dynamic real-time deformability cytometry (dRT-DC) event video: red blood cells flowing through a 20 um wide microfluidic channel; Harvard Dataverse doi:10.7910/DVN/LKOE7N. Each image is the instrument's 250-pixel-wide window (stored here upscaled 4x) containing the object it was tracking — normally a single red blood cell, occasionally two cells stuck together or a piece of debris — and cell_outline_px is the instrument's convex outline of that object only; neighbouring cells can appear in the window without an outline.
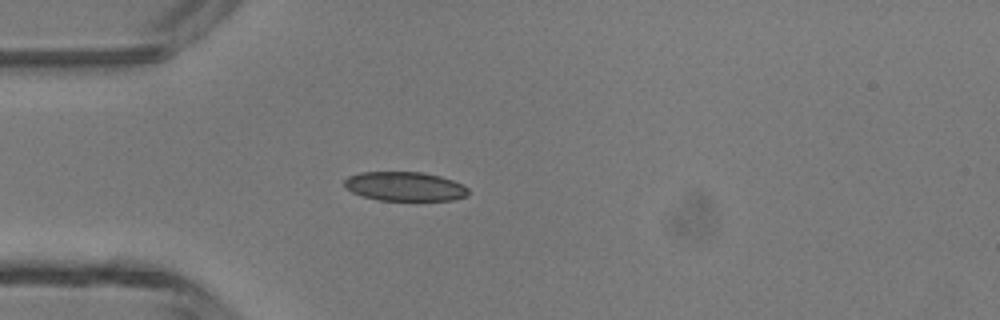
{"species": "common noctule bat (a hibernating species)", "species_latin": "Nyctalus noctula", "temperature_condition": "room temperature", "stored_images_in_passage": 34, "camera_frame_rate_fps": 3000, "um_per_image_px": 0.085, "animal": {"sex": "male", "body_mass_g": 13.3}, "frame": {"image": 1, "passage_image": 7, "time_ms": 2.0, "image_size_px": [1000, 320], "cell_outline_px": [[468, 196], [452, 200], [380, 200], [364, 196], [352, 192], [344, 188], [344, 180], [348, 176], [360, 172], [420, 172], [440, 176], [452, 180], [468, 188]], "centroid_in_image_um": [34.38, 15.84], "position_along_channel_um": 50.6, "area_um2": 20.98}}
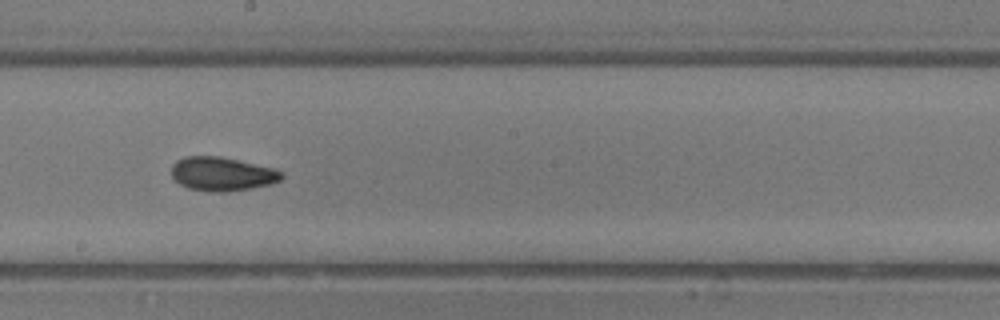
{"frame": {"image": 2, "passage_image": 20, "time_ms": 6.333, "image_size_px": [1000, 320], "cell_outline_px": [[284, 176], [280, 180], [272, 184], [252, 188], [228, 192], [208, 192], [188, 188], [180, 184], [172, 176], [172, 164], [176, 160], [184, 156], [220, 156], [272, 168], [284, 172]], "centroid_in_image_um": [18.87, 14.79], "position_along_channel_um": 229.3, "area_um2": 21.85}}
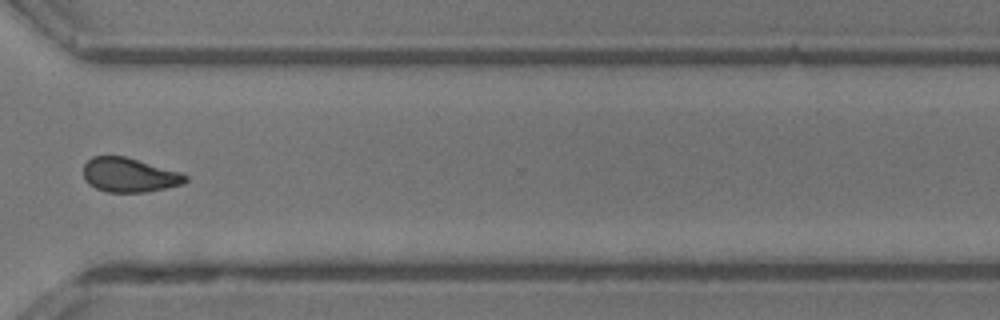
{"frame": {"image": 3, "passage_image": 29, "time_ms": 9.333, "image_size_px": [1000, 320], "cell_outline_px": [[188, 180], [184, 184], [144, 192], [108, 192], [96, 188], [88, 184], [84, 180], [84, 164], [92, 156], [124, 156], [184, 172], [188, 176]], "centroid_in_image_um": [11.02, 14.87], "position_along_channel_um": 359.6, "area_um2": 20.58}, "authors_computed_cell_mechanics": {"area_um2": 20.7791, "velocity_mm_per_s": 4.355, "shape_relaxation_time_tau1_ms": 11.0531, "shape_relaxation_time_tau2_ms": 2.8595, "deformation_change_tau1": 0.1847, "deformation_change_tau2": 0.0674}}